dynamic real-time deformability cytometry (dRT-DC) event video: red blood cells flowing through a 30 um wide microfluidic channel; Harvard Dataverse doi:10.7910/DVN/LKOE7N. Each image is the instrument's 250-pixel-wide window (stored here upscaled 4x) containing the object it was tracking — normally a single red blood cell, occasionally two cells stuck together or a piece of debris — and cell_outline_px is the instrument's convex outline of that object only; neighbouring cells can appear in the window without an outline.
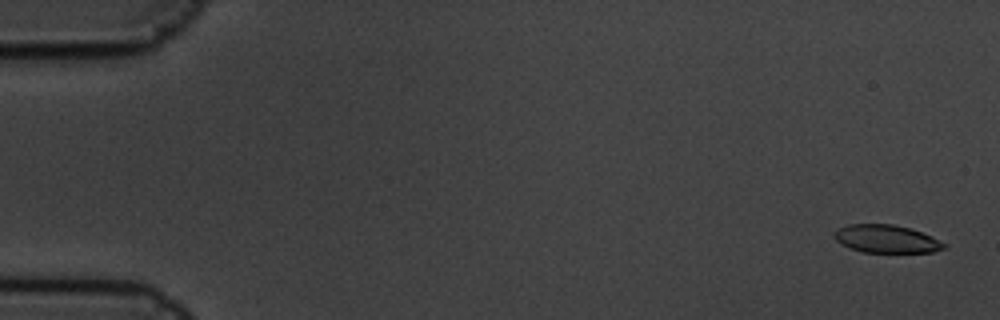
{"species": "common noctule bat (a hibernating species)", "species_latin": "Nyctalus noctula", "temperature_condition": "cold", "stored_images_in_passage": 6, "camera_frame_rate_fps": 3000, "um_per_image_px": 0.085, "animal": {"sex": "male", "body_mass_g": 19.5, "forearm_length_mm": 54.6}, "frame": {"image": 1, "passage_image": 1, "time_ms": 0.0, "image_size_px": [1000, 320], "cell_outline_px": [[948, 244], [944, 248], [932, 252], [860, 252], [840, 244], [832, 236], [832, 232], [848, 224], [892, 224], [908, 228], [920, 232]], "centroid_in_image_um": [75.28, 20.31], "position_along_channel_um": 9.7, "area_um2": 17.8}}
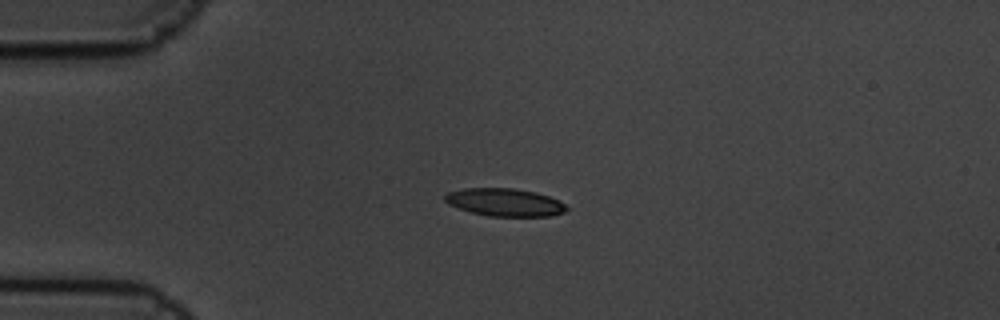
{"frame": {"image": 2, "passage_image": 4, "time_ms": 1.0, "image_size_px": [1000, 320], "cell_outline_px": [[568, 208], [564, 212], [552, 216], [488, 216], [472, 212], [448, 204], [444, 200], [444, 196], [448, 192], [464, 188], [512, 188], [536, 192], [560, 200]], "centroid_in_image_um": [42.91, 17.19], "position_along_channel_um": 42.1, "area_um2": 19.65}}
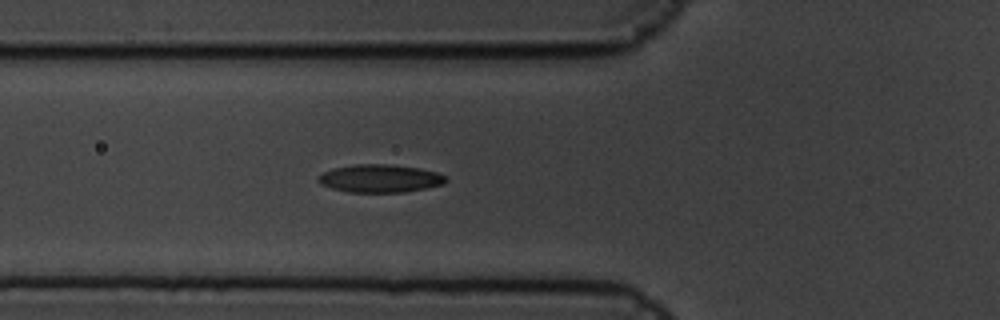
{"frame": {"image": 3, "passage_image": 6, "time_ms": 1.667, "image_size_px": [1000, 320], "cell_outline_px": [[448, 180], [444, 184], [404, 192], [348, 192], [332, 188], [320, 184], [316, 180], [316, 176], [332, 168], [356, 164], [392, 164], [420, 168], [436, 172], [448, 176]], "centroid_in_image_um": [32.29, 15.16], "position_along_channel_um": 93.5, "area_um2": 20.98}}